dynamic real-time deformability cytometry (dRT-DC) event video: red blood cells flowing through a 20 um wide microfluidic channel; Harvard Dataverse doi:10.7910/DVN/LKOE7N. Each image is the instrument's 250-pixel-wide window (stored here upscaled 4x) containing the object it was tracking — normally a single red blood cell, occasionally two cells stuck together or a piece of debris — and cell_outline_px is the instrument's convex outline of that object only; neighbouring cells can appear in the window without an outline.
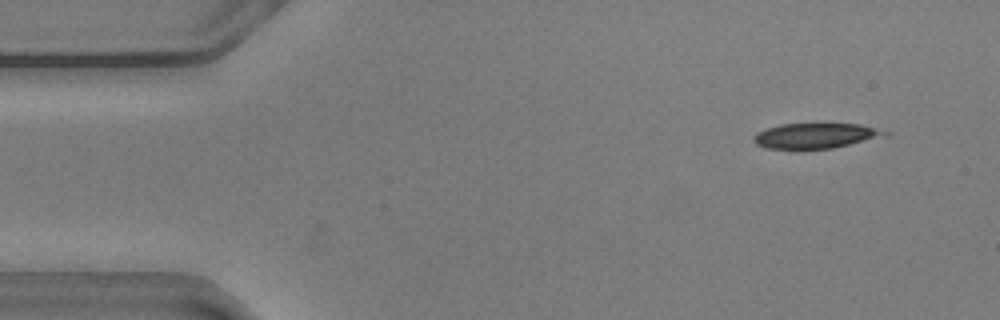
{"species": "common noctule bat (a hibernating species)", "species_latin": "Nyctalus noctula", "temperature_condition": "warm", "stored_images_in_passage": 6, "camera_frame_rate_fps": 3000, "um_per_image_px": 0.085, "animal": {"sex": "male", "body_mass_g": 20.5, "forearm_length_mm": 52.5}, "frame": {"image": 1, "passage_image": 1, "time_ms": 0.0, "image_size_px": [1000, 320], "cell_outline_px": [[892, 132], [848, 144], [832, 148], [800, 152], [768, 148], [756, 144], [752, 140], [752, 136], [756, 132], [780, 124], [860, 124]], "centroid_in_image_um": [69.16, 11.57], "position_along_channel_um": 15.8, "area_um2": 19.54}}